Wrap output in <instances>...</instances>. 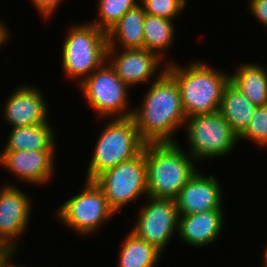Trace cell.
Instances as JSON below:
<instances>
[{
	"label": "cell",
	"instance_id": "6da1fadb",
	"mask_svg": "<svg viewBox=\"0 0 267 267\" xmlns=\"http://www.w3.org/2000/svg\"><path fill=\"white\" fill-rule=\"evenodd\" d=\"M149 85L132 114L141 138L146 143L178 142L176 132L187 117L177 82L165 72Z\"/></svg>",
	"mask_w": 267,
	"mask_h": 267
},
{
	"label": "cell",
	"instance_id": "7a4b0ae2",
	"mask_svg": "<svg viewBox=\"0 0 267 267\" xmlns=\"http://www.w3.org/2000/svg\"><path fill=\"white\" fill-rule=\"evenodd\" d=\"M166 72L177 82L186 117L219 110L223 91L230 82L229 71L196 59L186 66L173 60Z\"/></svg>",
	"mask_w": 267,
	"mask_h": 267
},
{
	"label": "cell",
	"instance_id": "3957f363",
	"mask_svg": "<svg viewBox=\"0 0 267 267\" xmlns=\"http://www.w3.org/2000/svg\"><path fill=\"white\" fill-rule=\"evenodd\" d=\"M143 152L147 195L150 197L175 199L199 170L198 162L182 149L179 142L146 143Z\"/></svg>",
	"mask_w": 267,
	"mask_h": 267
},
{
	"label": "cell",
	"instance_id": "277c9868",
	"mask_svg": "<svg viewBox=\"0 0 267 267\" xmlns=\"http://www.w3.org/2000/svg\"><path fill=\"white\" fill-rule=\"evenodd\" d=\"M89 158L85 180H94L102 172L143 152L141 138L132 117L105 119Z\"/></svg>",
	"mask_w": 267,
	"mask_h": 267
},
{
	"label": "cell",
	"instance_id": "5b68a950",
	"mask_svg": "<svg viewBox=\"0 0 267 267\" xmlns=\"http://www.w3.org/2000/svg\"><path fill=\"white\" fill-rule=\"evenodd\" d=\"M64 36L60 56L64 77L79 85L107 60V33L89 21L71 25Z\"/></svg>",
	"mask_w": 267,
	"mask_h": 267
},
{
	"label": "cell",
	"instance_id": "8992f818",
	"mask_svg": "<svg viewBox=\"0 0 267 267\" xmlns=\"http://www.w3.org/2000/svg\"><path fill=\"white\" fill-rule=\"evenodd\" d=\"M77 87L97 118L132 117L134 108L129 106L131 88L122 82L107 60Z\"/></svg>",
	"mask_w": 267,
	"mask_h": 267
},
{
	"label": "cell",
	"instance_id": "52a82bcc",
	"mask_svg": "<svg viewBox=\"0 0 267 267\" xmlns=\"http://www.w3.org/2000/svg\"><path fill=\"white\" fill-rule=\"evenodd\" d=\"M183 129L189 146L186 152L197 162L225 157L238 147V136L219 110L187 117Z\"/></svg>",
	"mask_w": 267,
	"mask_h": 267
},
{
	"label": "cell",
	"instance_id": "ba28073f",
	"mask_svg": "<svg viewBox=\"0 0 267 267\" xmlns=\"http://www.w3.org/2000/svg\"><path fill=\"white\" fill-rule=\"evenodd\" d=\"M84 181L81 191L70 196L56 211L58 221L83 238L90 237L94 232L96 234L104 223L116 215L94 180Z\"/></svg>",
	"mask_w": 267,
	"mask_h": 267
},
{
	"label": "cell",
	"instance_id": "9c48e42d",
	"mask_svg": "<svg viewBox=\"0 0 267 267\" xmlns=\"http://www.w3.org/2000/svg\"><path fill=\"white\" fill-rule=\"evenodd\" d=\"M94 182L102 189L111 209L117 214L131 202L147 195L145 154L121 162L98 175Z\"/></svg>",
	"mask_w": 267,
	"mask_h": 267
},
{
	"label": "cell",
	"instance_id": "30bf717a",
	"mask_svg": "<svg viewBox=\"0 0 267 267\" xmlns=\"http://www.w3.org/2000/svg\"><path fill=\"white\" fill-rule=\"evenodd\" d=\"M145 200L131 231L165 254L178 230L179 213L175 199L146 196Z\"/></svg>",
	"mask_w": 267,
	"mask_h": 267
},
{
	"label": "cell",
	"instance_id": "8fae6325",
	"mask_svg": "<svg viewBox=\"0 0 267 267\" xmlns=\"http://www.w3.org/2000/svg\"><path fill=\"white\" fill-rule=\"evenodd\" d=\"M14 183L7 181L0 186V241L17 252L21 247L20 238L28 230L33 201L28 192Z\"/></svg>",
	"mask_w": 267,
	"mask_h": 267
},
{
	"label": "cell",
	"instance_id": "7c38bea8",
	"mask_svg": "<svg viewBox=\"0 0 267 267\" xmlns=\"http://www.w3.org/2000/svg\"><path fill=\"white\" fill-rule=\"evenodd\" d=\"M107 61L130 88L157 81L167 71L166 62L146 49L107 48Z\"/></svg>",
	"mask_w": 267,
	"mask_h": 267
},
{
	"label": "cell",
	"instance_id": "4fadbf2b",
	"mask_svg": "<svg viewBox=\"0 0 267 267\" xmlns=\"http://www.w3.org/2000/svg\"><path fill=\"white\" fill-rule=\"evenodd\" d=\"M56 150L0 151V167L10 172L19 183L38 185L49 183L56 172ZM43 184V185H42Z\"/></svg>",
	"mask_w": 267,
	"mask_h": 267
},
{
	"label": "cell",
	"instance_id": "5bb4252c",
	"mask_svg": "<svg viewBox=\"0 0 267 267\" xmlns=\"http://www.w3.org/2000/svg\"><path fill=\"white\" fill-rule=\"evenodd\" d=\"M1 117L6 124L23 127L49 122V107L43 91L30 84L19 85L6 97Z\"/></svg>",
	"mask_w": 267,
	"mask_h": 267
},
{
	"label": "cell",
	"instance_id": "9a60e30c",
	"mask_svg": "<svg viewBox=\"0 0 267 267\" xmlns=\"http://www.w3.org/2000/svg\"><path fill=\"white\" fill-rule=\"evenodd\" d=\"M223 188L214 174L198 170L175 198L179 215L224 209Z\"/></svg>",
	"mask_w": 267,
	"mask_h": 267
},
{
	"label": "cell",
	"instance_id": "2e32d148",
	"mask_svg": "<svg viewBox=\"0 0 267 267\" xmlns=\"http://www.w3.org/2000/svg\"><path fill=\"white\" fill-rule=\"evenodd\" d=\"M223 210L213 209L196 214L179 215L177 230L179 239L194 248L215 244L225 224Z\"/></svg>",
	"mask_w": 267,
	"mask_h": 267
},
{
	"label": "cell",
	"instance_id": "e0dca14e",
	"mask_svg": "<svg viewBox=\"0 0 267 267\" xmlns=\"http://www.w3.org/2000/svg\"><path fill=\"white\" fill-rule=\"evenodd\" d=\"M6 137L2 151L56 150L57 139L50 122L23 127H13Z\"/></svg>",
	"mask_w": 267,
	"mask_h": 267
},
{
	"label": "cell",
	"instance_id": "ac0fdd59",
	"mask_svg": "<svg viewBox=\"0 0 267 267\" xmlns=\"http://www.w3.org/2000/svg\"><path fill=\"white\" fill-rule=\"evenodd\" d=\"M145 14V10L141 4H138L125 13L107 32V48L143 49V22Z\"/></svg>",
	"mask_w": 267,
	"mask_h": 267
},
{
	"label": "cell",
	"instance_id": "d6986e66",
	"mask_svg": "<svg viewBox=\"0 0 267 267\" xmlns=\"http://www.w3.org/2000/svg\"><path fill=\"white\" fill-rule=\"evenodd\" d=\"M230 73V82L256 106L267 105V67L242 62Z\"/></svg>",
	"mask_w": 267,
	"mask_h": 267
},
{
	"label": "cell",
	"instance_id": "ffe728a7",
	"mask_svg": "<svg viewBox=\"0 0 267 267\" xmlns=\"http://www.w3.org/2000/svg\"><path fill=\"white\" fill-rule=\"evenodd\" d=\"M256 107L229 82L223 91L219 112L239 137L248 127Z\"/></svg>",
	"mask_w": 267,
	"mask_h": 267
},
{
	"label": "cell",
	"instance_id": "44dd1931",
	"mask_svg": "<svg viewBox=\"0 0 267 267\" xmlns=\"http://www.w3.org/2000/svg\"><path fill=\"white\" fill-rule=\"evenodd\" d=\"M175 20L165 19L158 16L145 14L143 22L144 45L143 49L157 54L166 64H170L173 59H169L166 53L174 46L176 36ZM169 59V60H168Z\"/></svg>",
	"mask_w": 267,
	"mask_h": 267
},
{
	"label": "cell",
	"instance_id": "7402d4cb",
	"mask_svg": "<svg viewBox=\"0 0 267 267\" xmlns=\"http://www.w3.org/2000/svg\"><path fill=\"white\" fill-rule=\"evenodd\" d=\"M117 267H158L163 253L131 230L119 244Z\"/></svg>",
	"mask_w": 267,
	"mask_h": 267
},
{
	"label": "cell",
	"instance_id": "603a6c76",
	"mask_svg": "<svg viewBox=\"0 0 267 267\" xmlns=\"http://www.w3.org/2000/svg\"><path fill=\"white\" fill-rule=\"evenodd\" d=\"M96 3L98 17L90 23L107 33L125 13L140 4V0H97Z\"/></svg>",
	"mask_w": 267,
	"mask_h": 267
},
{
	"label": "cell",
	"instance_id": "cb8c5ba5",
	"mask_svg": "<svg viewBox=\"0 0 267 267\" xmlns=\"http://www.w3.org/2000/svg\"><path fill=\"white\" fill-rule=\"evenodd\" d=\"M249 140L261 148H267V105L257 106L246 130L238 141Z\"/></svg>",
	"mask_w": 267,
	"mask_h": 267
},
{
	"label": "cell",
	"instance_id": "d4e9b609",
	"mask_svg": "<svg viewBox=\"0 0 267 267\" xmlns=\"http://www.w3.org/2000/svg\"><path fill=\"white\" fill-rule=\"evenodd\" d=\"M145 13L174 20L186 9L187 0H140Z\"/></svg>",
	"mask_w": 267,
	"mask_h": 267
},
{
	"label": "cell",
	"instance_id": "484cf974",
	"mask_svg": "<svg viewBox=\"0 0 267 267\" xmlns=\"http://www.w3.org/2000/svg\"><path fill=\"white\" fill-rule=\"evenodd\" d=\"M32 3V7L36 8L39 15L44 19L48 20L52 18L64 0H29ZM58 8V9H57Z\"/></svg>",
	"mask_w": 267,
	"mask_h": 267
},
{
	"label": "cell",
	"instance_id": "4316f807",
	"mask_svg": "<svg viewBox=\"0 0 267 267\" xmlns=\"http://www.w3.org/2000/svg\"><path fill=\"white\" fill-rule=\"evenodd\" d=\"M248 9L263 28L267 29V0H248Z\"/></svg>",
	"mask_w": 267,
	"mask_h": 267
},
{
	"label": "cell",
	"instance_id": "83f0119b",
	"mask_svg": "<svg viewBox=\"0 0 267 267\" xmlns=\"http://www.w3.org/2000/svg\"><path fill=\"white\" fill-rule=\"evenodd\" d=\"M9 28L6 23H4L3 20L0 19V48L4 45H6L8 40H10V32L8 31Z\"/></svg>",
	"mask_w": 267,
	"mask_h": 267
},
{
	"label": "cell",
	"instance_id": "f1b7e54d",
	"mask_svg": "<svg viewBox=\"0 0 267 267\" xmlns=\"http://www.w3.org/2000/svg\"><path fill=\"white\" fill-rule=\"evenodd\" d=\"M18 252H11L1 263H0V267H30V266H23L21 265H17V264H13L14 261H12L16 254ZM15 255V256H14ZM13 262V263H12ZM32 267V266H31ZM34 267V266H33Z\"/></svg>",
	"mask_w": 267,
	"mask_h": 267
},
{
	"label": "cell",
	"instance_id": "f546056e",
	"mask_svg": "<svg viewBox=\"0 0 267 267\" xmlns=\"http://www.w3.org/2000/svg\"><path fill=\"white\" fill-rule=\"evenodd\" d=\"M12 251L0 241V260H4Z\"/></svg>",
	"mask_w": 267,
	"mask_h": 267
},
{
	"label": "cell",
	"instance_id": "4dcf8cb0",
	"mask_svg": "<svg viewBox=\"0 0 267 267\" xmlns=\"http://www.w3.org/2000/svg\"><path fill=\"white\" fill-rule=\"evenodd\" d=\"M266 246L264 247V250H263V260H262V265L263 267H267V243L265 244Z\"/></svg>",
	"mask_w": 267,
	"mask_h": 267
}]
</instances>
